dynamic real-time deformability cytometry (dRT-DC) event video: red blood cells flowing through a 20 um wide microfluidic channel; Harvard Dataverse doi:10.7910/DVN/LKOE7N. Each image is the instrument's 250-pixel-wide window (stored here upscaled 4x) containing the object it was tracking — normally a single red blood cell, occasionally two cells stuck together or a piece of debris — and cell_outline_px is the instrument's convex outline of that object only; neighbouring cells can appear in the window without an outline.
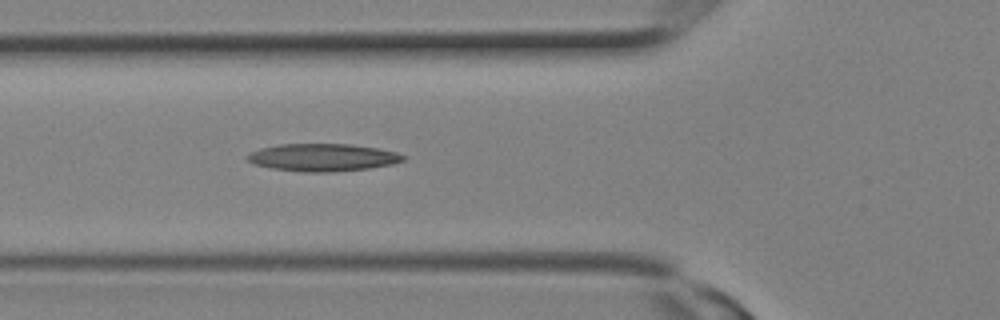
{"species": "Egyptian fruit bat (a non-hibernating species)", "species_latin": "Rousettus aegyptiacus", "temperature_condition": "room temperature", "stored_images_in_passage": 9, "camera_frame_rate_fps": 3000, "um_per_image_px": 0.085, "animal": {"sex": "female"}, "frame": {"image": 1, "passage_image": 9, "time_ms": 2.667, "image_size_px": [1000, 320], "cell_outline_px": [[408, 156], [404, 160], [392, 164], [368, 168], [332, 172], [304, 172], [272, 168], [256, 164], [248, 160], [244, 156], [260, 148], [280, 144], [352, 144], [380, 148], [396, 152]], "centroid_in_image_um": [27.47, 13.37], "position_along_channel_um": 98.3, "area_um2": 25.03}}